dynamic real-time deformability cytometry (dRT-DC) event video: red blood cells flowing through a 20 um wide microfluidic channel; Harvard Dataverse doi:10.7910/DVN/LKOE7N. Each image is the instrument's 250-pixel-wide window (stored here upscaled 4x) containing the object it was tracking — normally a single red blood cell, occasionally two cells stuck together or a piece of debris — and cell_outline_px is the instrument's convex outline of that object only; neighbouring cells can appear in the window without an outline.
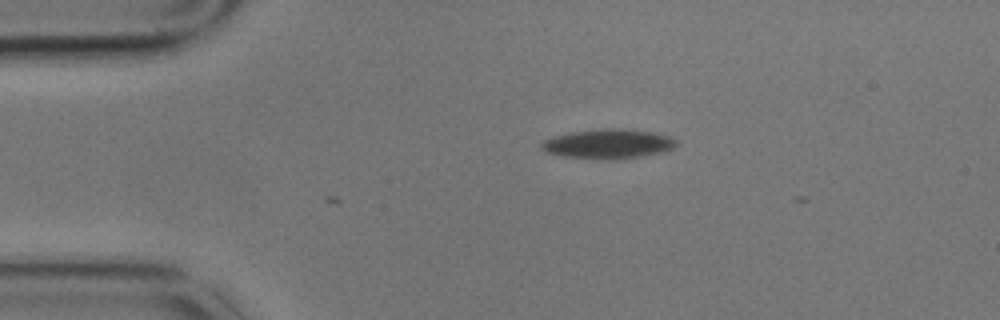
{"species": "common noctule bat (a hibernating species)", "species_latin": "Nyctalus noctula", "temperature_condition": "cold", "stored_images_in_passage": 4, "camera_frame_rate_fps": 3000, "um_per_image_px": 0.085, "animal": {"sex": "male", "body_mass_g": 17.9}, "frame": {"image": 1, "passage_image": 4, "time_ms": 1.0, "image_size_px": [1000, 320], "cell_outline_px": [[676, 144], [672, 148], [664, 152], [640, 156], [612, 160], [560, 156], [548, 152], [540, 148], [540, 144], [544, 140], [552, 136], [568, 132], [600, 128], [620, 128], [652, 132], [668, 136], [676, 140]], "centroid_in_image_um": [51.65, 12.22], "position_along_channel_um": 33.4, "area_um2": 23.29}}